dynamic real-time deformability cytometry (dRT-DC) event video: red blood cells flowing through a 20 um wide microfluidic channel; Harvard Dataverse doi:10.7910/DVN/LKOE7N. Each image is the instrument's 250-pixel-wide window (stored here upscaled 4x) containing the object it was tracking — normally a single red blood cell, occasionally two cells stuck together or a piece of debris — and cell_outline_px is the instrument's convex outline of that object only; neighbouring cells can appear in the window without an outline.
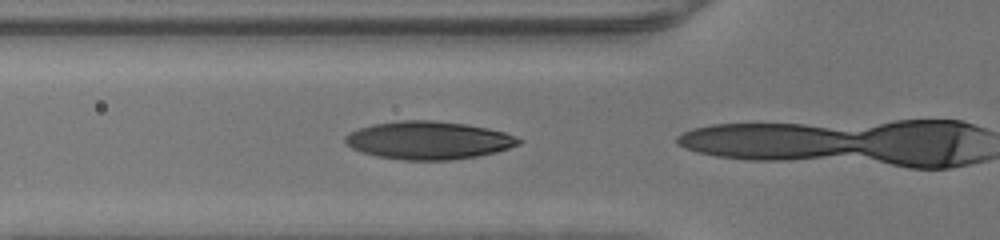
{"species": "human", "species_latin": "Homo sapiens", "temperature_condition": "warm", "stored_images_in_passage": 13, "camera_frame_rate_fps": 3000, "um_per_image_px": 0.085, "donor": {"sex": "male"}, "frame": {"image": 1, "passage_image": 12, "time_ms": 3.667, "image_size_px": [1000, 240], "cell_outline_px": [[524, 140], [520, 144], [496, 152], [476, 156], [448, 160], [404, 160], [376, 156], [360, 152], [352, 148], [344, 140], [344, 136], [348, 132], [356, 128], [372, 124], [400, 120], [432, 120], [464, 124], [488, 128], [504, 132], [516, 136]], "centroid_in_image_um": [36.39, 11.92], "position_along_channel_um": 89.4, "area_um2": 38.55}}